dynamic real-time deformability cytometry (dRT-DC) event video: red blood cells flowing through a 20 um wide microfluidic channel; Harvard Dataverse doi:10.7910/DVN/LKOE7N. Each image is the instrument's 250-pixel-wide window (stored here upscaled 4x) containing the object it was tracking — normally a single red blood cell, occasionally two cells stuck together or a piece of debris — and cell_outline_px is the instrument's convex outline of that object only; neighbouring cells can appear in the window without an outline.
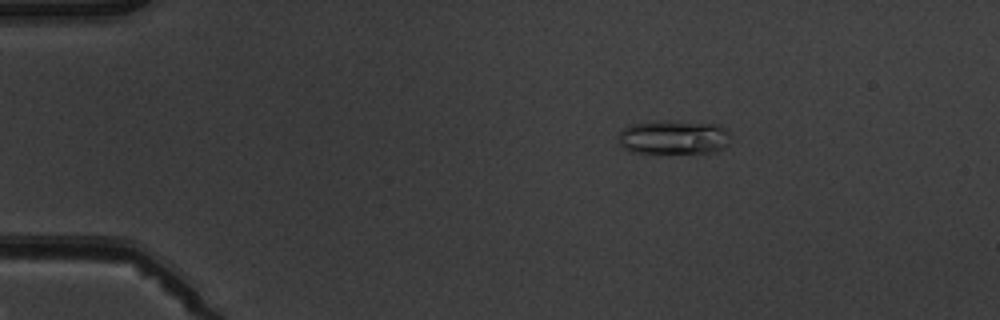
{"species": "common noctule bat (a hibernating species)", "species_latin": "Nyctalus noctula", "temperature_condition": "warm", "stored_images_in_passage": 3, "camera_frame_rate_fps": 3000, "um_per_image_px": 0.085, "animal": {"sex": "male", "body_mass_g": 19.5, "forearm_length_mm": 54.6}, "frame": {"image": 1, "passage_image": 1, "time_ms": 0.0, "image_size_px": [1000, 320], "cell_outline_px": [[728, 144], [724, 148], [716, 152], [696, 156], [632, 152], [624, 148], [620, 144], [620, 132], [624, 128], [632, 124], [660, 120], [716, 124], [724, 128], [728, 132]], "centroid_in_image_um": [57.3, 11.73], "position_along_channel_um": 27.7, "area_um2": 23.12}}